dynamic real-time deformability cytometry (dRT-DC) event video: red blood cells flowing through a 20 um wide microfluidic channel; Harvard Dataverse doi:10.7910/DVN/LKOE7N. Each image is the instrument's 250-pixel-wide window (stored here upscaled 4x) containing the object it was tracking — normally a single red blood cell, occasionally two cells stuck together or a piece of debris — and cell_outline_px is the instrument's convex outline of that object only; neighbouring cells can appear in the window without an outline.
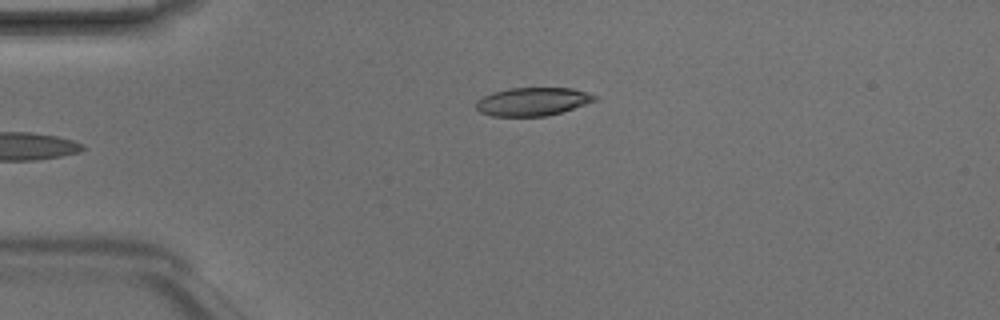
{"species": "Egyptian fruit bat (a non-hibernating species)", "species_latin": "Rousettus aegyptiacus", "temperature_condition": "room temperature", "stored_images_in_passage": 3, "camera_frame_rate_fps": 3000, "um_per_image_px": 0.085, "animal": {"sex": "male"}, "frame": {"image": 1, "passage_image": 3, "time_ms": 0.667, "image_size_px": [1000, 320], "cell_outline_px": [[596, 100], [560, 112], [544, 116], [492, 116], [480, 112], [476, 108], [476, 100], [492, 92], [508, 88], [572, 88], [596, 96]], "centroid_in_image_um": [45.2, 8.63], "position_along_channel_um": 39.8, "area_um2": 19.25}}